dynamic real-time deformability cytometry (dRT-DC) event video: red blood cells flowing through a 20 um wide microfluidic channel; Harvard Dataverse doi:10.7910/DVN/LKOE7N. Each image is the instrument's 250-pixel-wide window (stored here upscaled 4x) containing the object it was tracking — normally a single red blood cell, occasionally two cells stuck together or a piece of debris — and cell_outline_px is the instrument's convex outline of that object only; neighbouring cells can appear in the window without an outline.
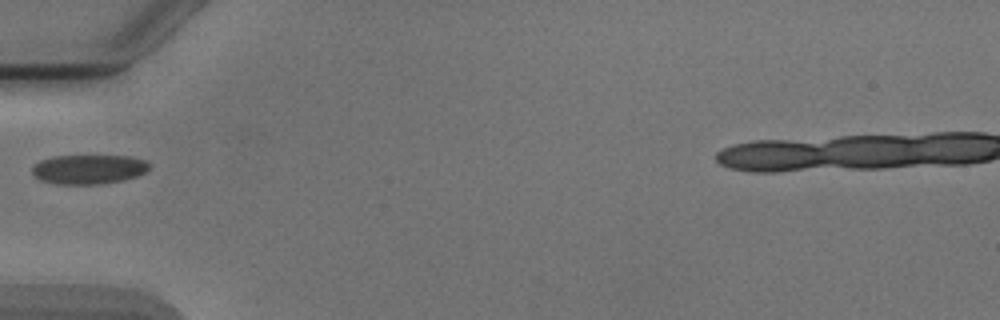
{"species": "Egyptian fruit bat (a non-hibernating species)", "species_latin": "Rousettus aegyptiacus", "temperature_condition": "cold", "stored_images_in_passage": 4, "camera_frame_rate_fps": 3000, "um_per_image_px": 0.085, "animal": {"sex": "male"}, "frame": {"image": 1, "passage_image": 4, "time_ms": 3.333, "image_size_px": [1000, 320], "cell_outline_px": [[148, 168], [144, 172], [136, 176], [124, 180], [100, 184], [56, 184], [40, 180], [32, 172], [32, 168], [40, 160], [52, 156], [132, 156], [144, 160], [148, 164]], "centroid_in_image_um": [7.52, 14.39], "position_along_channel_um": 77.5, "area_um2": 19.94}}